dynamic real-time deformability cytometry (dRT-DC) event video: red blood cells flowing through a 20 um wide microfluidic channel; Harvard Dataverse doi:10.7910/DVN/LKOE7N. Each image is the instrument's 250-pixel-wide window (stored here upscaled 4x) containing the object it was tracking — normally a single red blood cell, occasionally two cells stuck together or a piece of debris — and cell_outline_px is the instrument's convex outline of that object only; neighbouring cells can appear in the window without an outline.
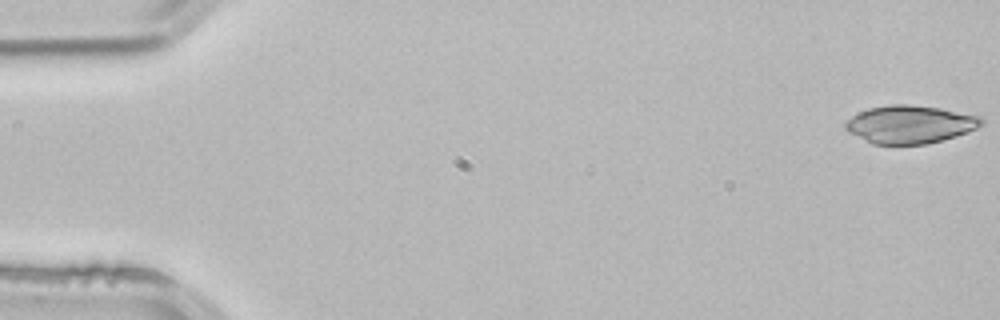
{"species": "common noctule bat (a hibernating species)", "species_latin": "Nyctalus noctula", "temperature_condition": "room temperature", "stored_images_in_passage": 3, "camera_frame_rate_fps": 3000, "um_per_image_px": 0.085, "animal": {"sex": "male", "body_mass_g": 21.5, "forearm_length_mm": 52.0}, "frame": {"image": 1, "passage_image": 1, "time_ms": 0.0, "image_size_px": [1000, 320], "cell_outline_px": [[984, 124], [968, 132], [956, 136], [924, 144], [872, 144], [848, 132], [844, 128], [844, 124], [852, 116], [868, 108], [892, 104], [908, 104], [940, 108], [980, 116], [984, 120]], "centroid_in_image_um": [77.34, 10.57], "position_along_channel_um": 7.7, "area_um2": 30.0}}